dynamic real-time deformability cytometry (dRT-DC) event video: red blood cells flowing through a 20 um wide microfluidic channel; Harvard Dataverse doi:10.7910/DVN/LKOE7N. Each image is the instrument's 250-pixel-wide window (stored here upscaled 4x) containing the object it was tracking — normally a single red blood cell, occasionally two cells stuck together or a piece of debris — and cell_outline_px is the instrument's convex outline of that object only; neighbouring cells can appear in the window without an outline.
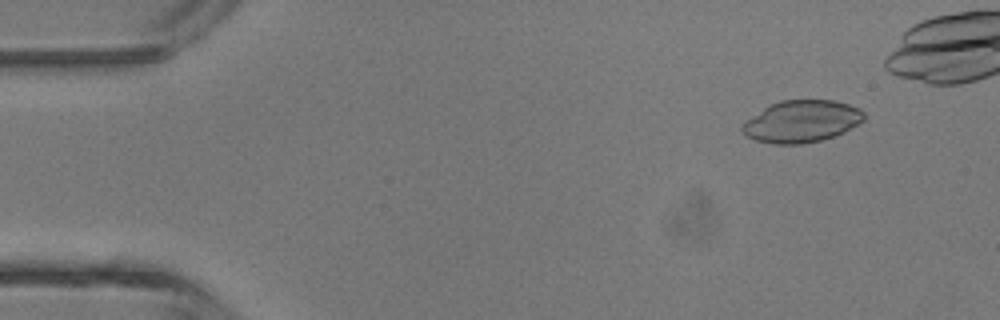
{"species": "common noctule bat (a hibernating species)", "species_latin": "Nyctalus noctula", "temperature_condition": "room temperature", "stored_images_in_passage": 4, "camera_frame_rate_fps": 3000, "um_per_image_px": 0.085, "animal": {"sex": "male", "body_mass_g": 13.3}, "frame": {"image": 1, "passage_image": 1, "time_ms": 0.0, "image_size_px": [1000, 320], "cell_outline_px": [[864, 120], [844, 132], [836, 136], [820, 140], [800, 144], [772, 144], [756, 140], [744, 136], [740, 128], [744, 120], [764, 108], [780, 100], [832, 100], [848, 104], [860, 108], [864, 112]], "centroid_in_image_um": [68.11, 10.32], "position_along_channel_um": 16.9, "area_um2": 29.94}}